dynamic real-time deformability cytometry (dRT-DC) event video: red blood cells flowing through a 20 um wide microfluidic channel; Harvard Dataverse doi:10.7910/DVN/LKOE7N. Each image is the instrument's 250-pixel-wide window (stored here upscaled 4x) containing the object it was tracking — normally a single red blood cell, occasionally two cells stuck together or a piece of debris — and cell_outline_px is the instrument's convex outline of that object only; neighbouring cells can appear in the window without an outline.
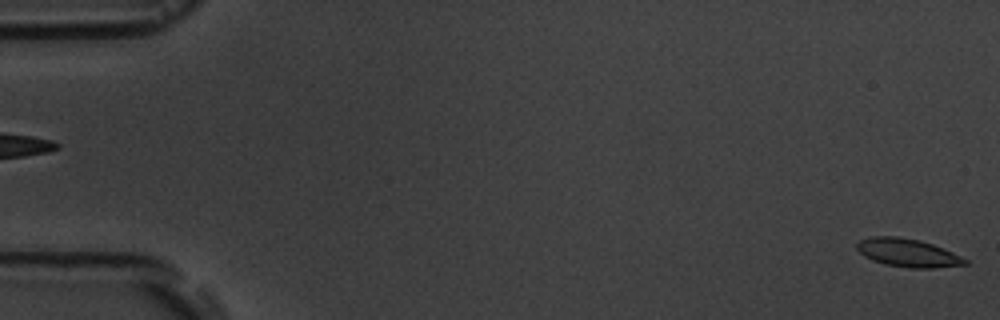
{"species": "common noctule bat (a hibernating species)", "species_latin": "Nyctalus noctula", "temperature_condition": "room temperature", "stored_images_in_passage": 6, "segment_of_instrument_passage": [2, 2], "camera_frame_rate_fps": 3000, "um_per_image_px": 0.085, "animal": {"sex": "male", "body_mass_g": 19.5, "forearm_length_mm": 54.6}, "frame": {"image": 1, "passage_image": 6, "time_ms": 6.333, "image_size_px": [1000, 320], "cell_outline_px": [[968, 264], [932, 268], [908, 268], [884, 264], [872, 260], [864, 256], [856, 248], [856, 244], [860, 240], [872, 236], [896, 236], [920, 240], [932, 244], [952, 252], [968, 260]], "centroid_in_image_um": [77.14, 21.49], "position_along_channel_um": 7.9, "area_um2": 17.74}}